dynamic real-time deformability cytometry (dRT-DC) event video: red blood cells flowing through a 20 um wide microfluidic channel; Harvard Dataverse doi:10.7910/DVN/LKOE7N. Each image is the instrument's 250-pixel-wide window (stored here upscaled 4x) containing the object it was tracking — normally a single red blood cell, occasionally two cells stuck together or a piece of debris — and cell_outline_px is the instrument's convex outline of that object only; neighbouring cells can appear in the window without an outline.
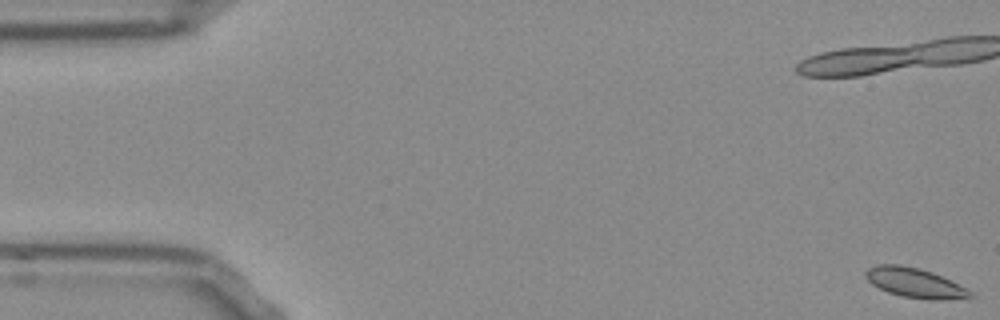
{"species": "Egyptian fruit bat (a non-hibernating species)", "species_latin": "Rousettus aegyptiacus", "temperature_condition": "room temperature", "stored_images_in_passage": 55, "camera_frame_rate_fps": 3000, "um_per_image_px": 0.085, "frame": {"image": 1, "passage_image": 1, "time_ms": 0.0, "image_size_px": [1000, 320], "cell_outline_px": [[976, 296], [968, 300], [932, 300], [904, 296], [888, 292], [872, 284], [864, 276], [864, 272], [868, 268], [876, 264], [900, 264], [932, 272], [972, 292]], "centroid_in_image_um": [77.79, 24.06], "position_along_channel_um": 7.2, "area_um2": 18.09}}
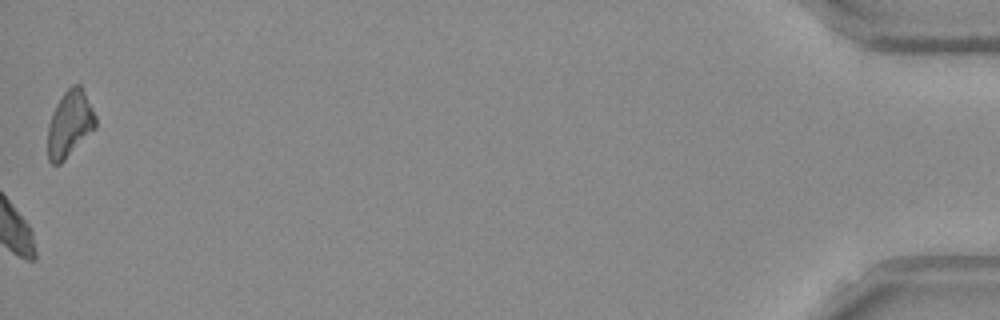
{"frame": {"image": 2, "passage_image": 55, "time_ms": 18.0, "image_size_px": [1000, 320], "cell_outline_px": [[96, 128], [60, 164], [52, 164], [48, 160], [48, 124], [52, 112], [56, 104], [64, 92], [72, 84], [80, 84], [96, 116]], "centroid_in_image_um": [5.92, 10.53], "position_along_channel_um": 429.3, "area_um2": 18.44}}